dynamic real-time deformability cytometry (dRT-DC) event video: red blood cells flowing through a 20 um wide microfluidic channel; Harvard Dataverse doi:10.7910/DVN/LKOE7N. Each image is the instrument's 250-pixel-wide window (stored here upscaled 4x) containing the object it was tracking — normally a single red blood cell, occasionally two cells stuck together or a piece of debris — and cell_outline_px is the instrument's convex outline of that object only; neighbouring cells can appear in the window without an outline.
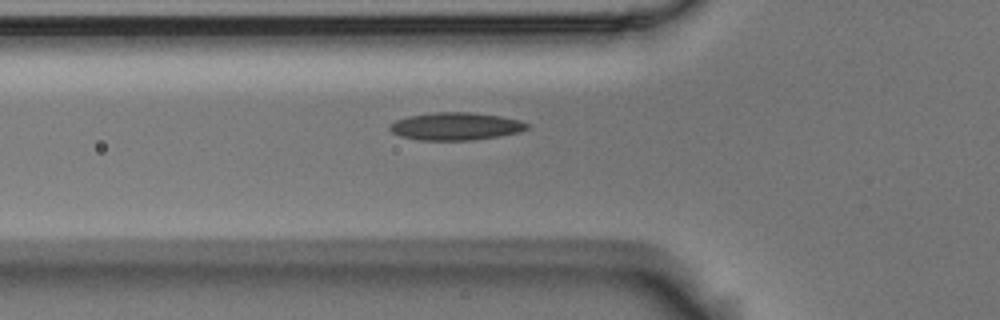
{"species": "Egyptian fruit bat (a non-hibernating species)", "species_latin": "Rousettus aegyptiacus", "temperature_condition": "room temperature", "stored_images_in_passage": 2, "camera_frame_rate_fps": 3000, "um_per_image_px": 0.085, "animal": {"sex": "male"}, "frame": {"image": 1, "passage_image": 2, "time_ms": 0.333, "image_size_px": [1000, 320], "cell_outline_px": [[528, 128], [520, 132], [472, 140], [420, 140], [400, 136], [392, 132], [388, 128], [396, 120], [408, 116], [432, 112], [468, 112], [500, 116], [520, 120], [528, 124]], "centroid_in_image_um": [38.72, 10.73], "position_along_channel_um": 87.1, "area_um2": 21.96}}